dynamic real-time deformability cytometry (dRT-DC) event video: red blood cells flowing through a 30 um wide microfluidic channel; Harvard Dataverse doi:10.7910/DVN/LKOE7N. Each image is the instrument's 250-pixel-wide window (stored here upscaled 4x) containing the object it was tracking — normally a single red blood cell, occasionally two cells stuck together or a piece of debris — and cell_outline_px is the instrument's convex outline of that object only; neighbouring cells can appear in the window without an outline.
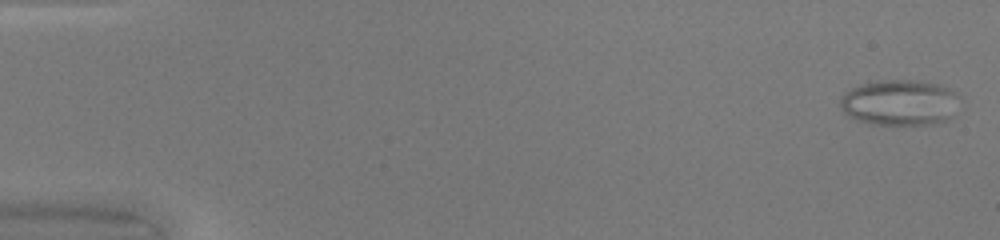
{"species": "common noctule bat (a hibernating species)", "species_latin": "Nyctalus noctula", "temperature_condition": "warm", "stored_images_in_passage": 48, "camera_frame_rate_fps": 3000, "um_per_image_px": 0.085, "animal": {"sex": "female", "body_mass_g": 20.0, "forearm_length_mm": 54.0}, "frame": {"image": 1, "passage_image": 1, "time_ms": 0.0, "image_size_px": [1000, 240], "cell_outline_px": [[960, 96], [952, 116], [948, 120], [932, 124], [872, 124], [856, 120], [848, 116], [840, 108], [840, 100], [844, 92], [860, 84], [880, 80], [916, 80], [940, 84], [948, 88]], "centroid_in_image_um": [76.46, 8.71], "position_along_channel_um": 8.5, "area_um2": 32.02}}
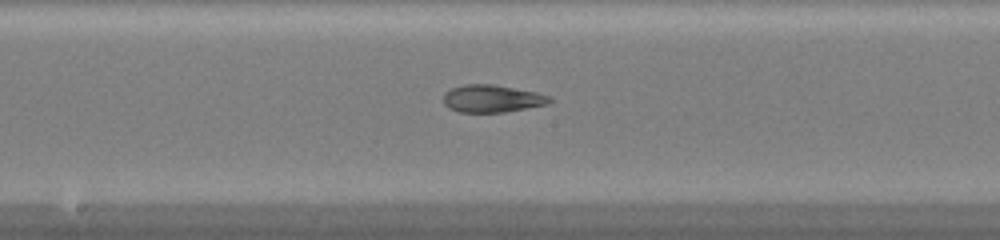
{"frame": {"image": 2, "passage_image": 26, "time_ms": 8.333, "image_size_px": [1000, 240], "cell_outline_px": [[552, 100], [548, 104], [504, 112], [460, 112], [448, 108], [440, 100], [444, 92], [452, 88], [464, 84], [492, 84], [536, 92], [552, 96]], "centroid_in_image_um": [41.78, 8.38], "position_along_channel_um": 206.4, "area_um2": 17.17}}
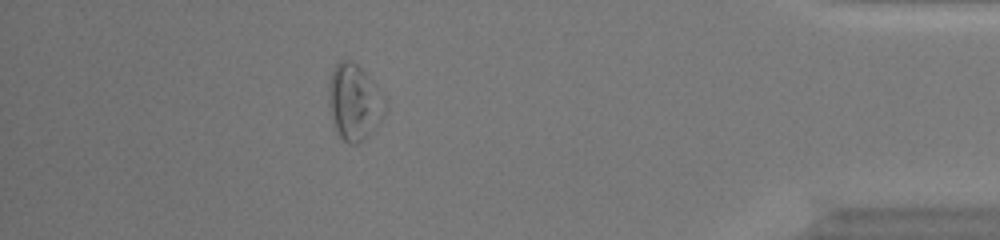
{"frame": {"image": 3, "passage_image": 43, "time_ms": 14.0, "image_size_px": [1000, 240], "cell_outline_px": [[388, 108], [384, 116], [372, 132], [364, 140], [356, 144], [348, 144], [336, 132], [328, 104], [328, 80], [332, 68], [340, 60], [352, 60], [380, 88], [388, 104]], "centroid_in_image_um": [30.13, 8.68], "position_along_channel_um": 405.1, "area_um2": 25.61}, "authors_computed_cell_mechanics": {"area_um2": 22.9466, "velocity_mm_per_s": 4.2722, "shape_relaxation_time_tau1_ms": null, "shape_relaxation_time_tau2_ms": 2.7171, "deformation_change_tau1": null, "deformation_change_tau2": 0.1198}}